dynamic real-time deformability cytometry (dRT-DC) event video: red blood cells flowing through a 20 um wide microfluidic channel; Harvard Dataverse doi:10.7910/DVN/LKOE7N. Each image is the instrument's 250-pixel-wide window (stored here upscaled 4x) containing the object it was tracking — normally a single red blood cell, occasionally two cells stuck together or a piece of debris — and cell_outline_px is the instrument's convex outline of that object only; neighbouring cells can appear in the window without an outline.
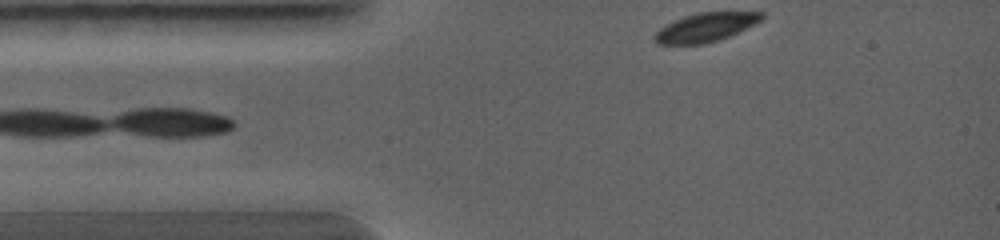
{"species": "common noctule bat (a hibernating species)", "species_latin": "Nyctalus noctula", "temperature_condition": "warm", "stored_images_in_passage": 4, "camera_frame_rate_fps": 5000, "um_per_image_px": 0.085, "animal": {"sex": "female", "body_mass_g": 19.0, "forearm_length_mm": 56.7}, "frame": {"image": 1, "passage_image": 1, "time_ms": 0.0, "image_size_px": [1000, 240], "cell_outline_px": [[764, 16], [760, 20], [728, 36], [704, 44], [656, 44], [652, 36], [660, 28], [684, 16], [696, 12], [764, 12]], "centroid_in_image_um": [59.91, 2.32], "position_along_channel_um": 25.1, "area_um2": 17.57}}
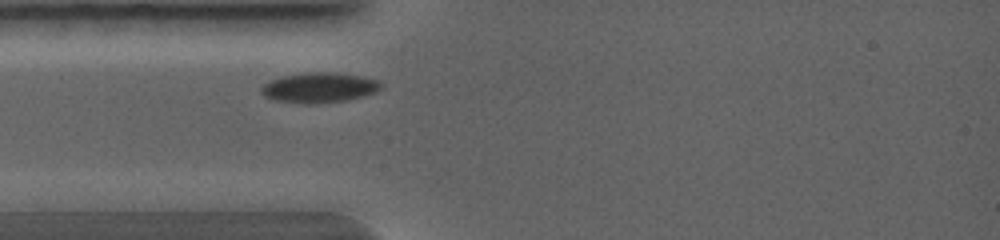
{"frame": {"image": 2, "passage_image": 3, "time_ms": 1.0, "image_size_px": [1000, 240], "cell_outline_px": [[384, 84], [376, 92], [364, 96], [348, 100], [316, 104], [304, 104], [272, 100], [264, 96], [260, 92], [260, 88], [264, 84], [272, 80], [284, 76], [308, 72], [328, 72], [360, 76], [376, 80]], "centroid_in_image_um": [27.12, 7.47], "position_along_channel_um": 57.9, "area_um2": 21.04}}